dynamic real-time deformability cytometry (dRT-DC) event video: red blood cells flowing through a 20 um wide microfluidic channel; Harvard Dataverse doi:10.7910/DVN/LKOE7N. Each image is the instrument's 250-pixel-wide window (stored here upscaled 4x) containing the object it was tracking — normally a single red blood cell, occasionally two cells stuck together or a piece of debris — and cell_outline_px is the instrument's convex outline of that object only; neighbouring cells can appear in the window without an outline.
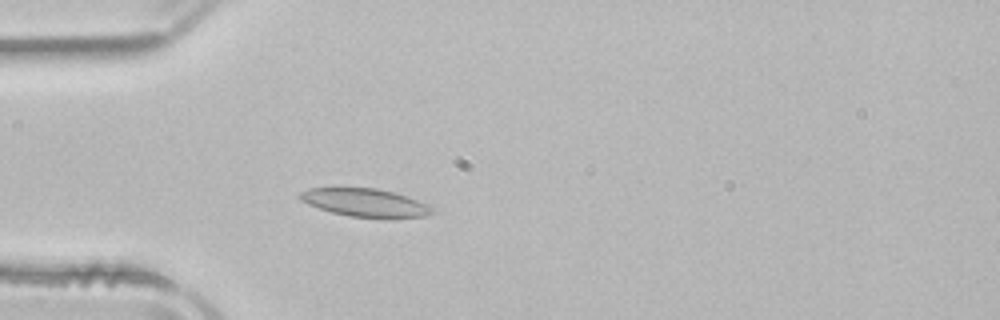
{"species": "common noctule bat (a hibernating species)", "species_latin": "Nyctalus noctula", "temperature_condition": "room temperature", "stored_images_in_passage": 4, "camera_frame_rate_fps": 3000, "um_per_image_px": 0.085, "animal": {"sex": "male", "body_mass_g": 21.5, "forearm_length_mm": 52.0}, "frame": {"image": 1, "passage_image": 4, "time_ms": 1.0, "image_size_px": [1000, 320], "cell_outline_px": [[436, 212], [424, 216], [348, 216], [332, 212], [308, 204], [300, 200], [296, 196], [300, 192], [308, 188], [376, 188], [392, 192], [416, 200], [432, 208]], "centroid_in_image_um": [30.92, 17.19], "position_along_channel_um": 54.1, "area_um2": 20.81}}